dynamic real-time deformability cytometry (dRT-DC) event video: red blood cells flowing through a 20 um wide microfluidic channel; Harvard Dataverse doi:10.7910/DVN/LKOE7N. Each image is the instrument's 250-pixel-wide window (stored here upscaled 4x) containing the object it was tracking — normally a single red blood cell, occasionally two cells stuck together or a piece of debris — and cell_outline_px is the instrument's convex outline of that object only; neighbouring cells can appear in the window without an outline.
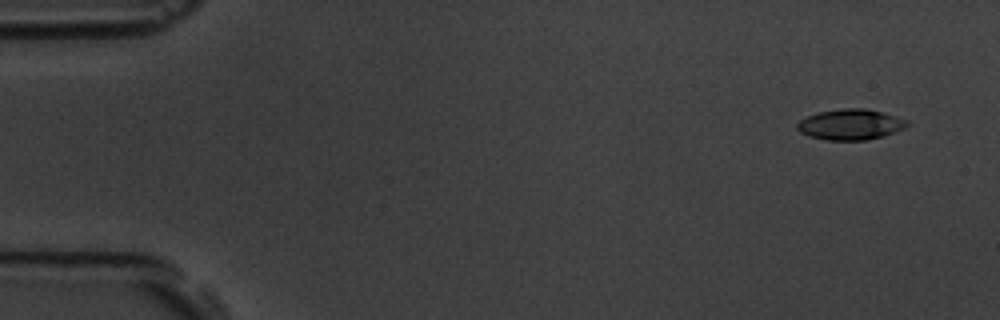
{"species": "common noctule bat (a hibernating species)", "species_latin": "Nyctalus noctula", "temperature_condition": "room temperature", "stored_images_in_passage": 5, "camera_frame_rate_fps": 3000, "um_per_image_px": 0.085, "animal": {"sex": "male", "body_mass_g": 19.5, "forearm_length_mm": 54.6}, "frame": {"image": 1, "passage_image": 1, "time_ms": 0.0, "image_size_px": [1000, 320], "cell_outline_px": [[908, 124], [904, 128], [880, 136], [864, 140], [828, 140], [808, 136], [800, 132], [796, 128], [796, 124], [800, 120], [808, 116], [820, 112], [844, 108], [864, 108], [880, 112], [908, 120]], "centroid_in_image_um": [72.24, 10.58], "position_along_channel_um": 12.8, "area_um2": 19.25}}